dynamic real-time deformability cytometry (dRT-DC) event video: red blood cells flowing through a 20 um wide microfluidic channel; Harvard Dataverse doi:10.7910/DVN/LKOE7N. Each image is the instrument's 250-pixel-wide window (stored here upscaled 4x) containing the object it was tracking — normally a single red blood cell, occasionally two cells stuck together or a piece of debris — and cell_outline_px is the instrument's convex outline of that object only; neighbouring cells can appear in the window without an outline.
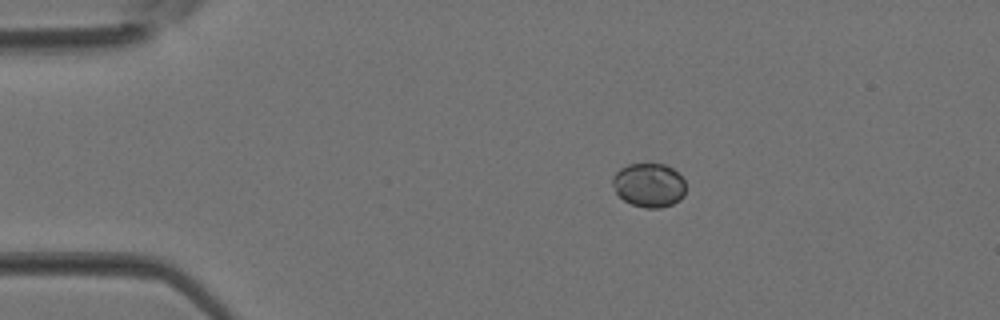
{"species": "Egyptian fruit bat (a non-hibernating species)", "species_latin": "Rousettus aegyptiacus", "temperature_condition": "room temperature", "stored_images_in_passage": 2, "camera_frame_rate_fps": 3000, "um_per_image_px": 0.085, "animal": {"sex": "female"}, "frame": {"image": 1, "passage_image": 1, "time_ms": 0.0, "image_size_px": [1000, 320], "cell_outline_px": [[684, 196], [680, 200], [672, 204], [660, 208], [644, 208], [632, 204], [624, 200], [616, 192], [612, 184], [612, 176], [620, 168], [628, 164], [664, 164], [672, 168], [684, 180]], "centroid_in_image_um": [55.14, 15.74], "position_along_channel_um": 29.9, "area_um2": 18.73}}